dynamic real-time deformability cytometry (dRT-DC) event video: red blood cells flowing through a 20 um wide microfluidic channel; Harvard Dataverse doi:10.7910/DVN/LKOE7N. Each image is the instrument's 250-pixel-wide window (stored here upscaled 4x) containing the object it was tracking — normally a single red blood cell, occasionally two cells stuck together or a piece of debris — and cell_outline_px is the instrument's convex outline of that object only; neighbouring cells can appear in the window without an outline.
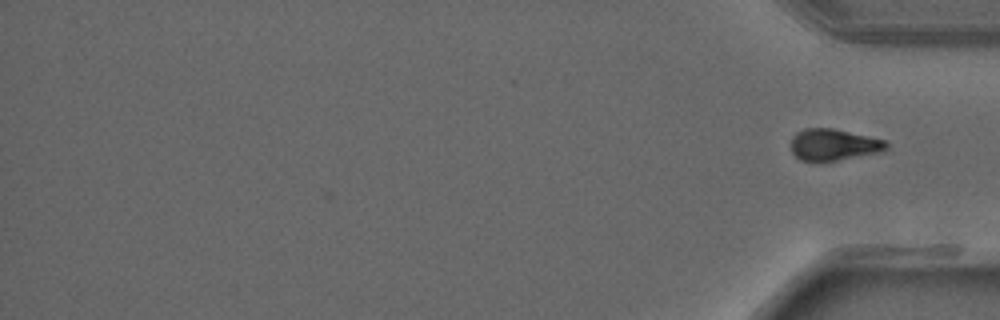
{"species": "common noctule bat (a hibernating species)", "species_latin": "Nyctalus noctula", "temperature_condition": "warm", "stored_images_in_passage": 32, "segment_of_instrument_passage": [2, 2], "camera_frame_rate_fps": 3000, "um_per_image_px": 0.085, "animal": {"sex": "male", "forearm_length_mm": 52.5}, "frame": {"image": 1, "passage_image": 32, "time_ms": 10.333, "image_size_px": [1000, 320], "cell_outline_px": [[888, 148], [880, 152], [836, 160], [800, 160], [792, 152], [792, 136], [796, 132], [804, 128], [832, 128], [884, 140], [888, 144]], "centroid_in_image_um": [70.84, 12.28], "position_along_channel_um": 364.4, "area_um2": 17.17}}